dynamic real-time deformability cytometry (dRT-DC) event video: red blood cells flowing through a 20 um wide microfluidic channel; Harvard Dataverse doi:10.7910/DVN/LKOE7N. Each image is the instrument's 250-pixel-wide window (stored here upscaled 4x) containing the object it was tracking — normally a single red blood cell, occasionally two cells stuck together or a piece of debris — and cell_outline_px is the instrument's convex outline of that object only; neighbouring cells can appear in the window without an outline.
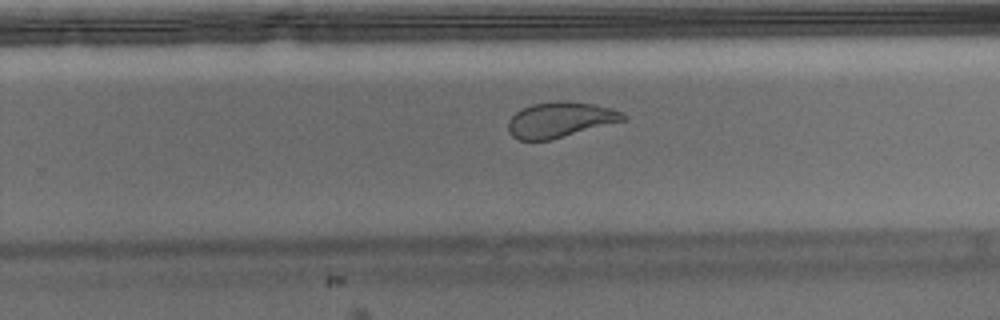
{"species": "Egyptian fruit bat (a non-hibernating species)", "species_latin": "Rousettus aegyptiacus", "temperature_condition": "warm", "stored_images_in_passage": 31, "camera_frame_rate_fps": 3000, "um_per_image_px": 0.085, "animal": {"sex": "male"}, "frame": {"image": 1, "passage_image": 22, "time_ms": 7.0, "image_size_px": [1000, 320], "cell_outline_px": [[628, 116], [624, 120], [552, 140], [520, 140], [512, 136], [508, 132], [508, 120], [520, 108], [532, 104], [556, 100], [592, 104], [612, 108], [624, 112]], "centroid_in_image_um": [47.59, 10.17], "position_along_channel_um": 282.2, "area_um2": 23.81}}